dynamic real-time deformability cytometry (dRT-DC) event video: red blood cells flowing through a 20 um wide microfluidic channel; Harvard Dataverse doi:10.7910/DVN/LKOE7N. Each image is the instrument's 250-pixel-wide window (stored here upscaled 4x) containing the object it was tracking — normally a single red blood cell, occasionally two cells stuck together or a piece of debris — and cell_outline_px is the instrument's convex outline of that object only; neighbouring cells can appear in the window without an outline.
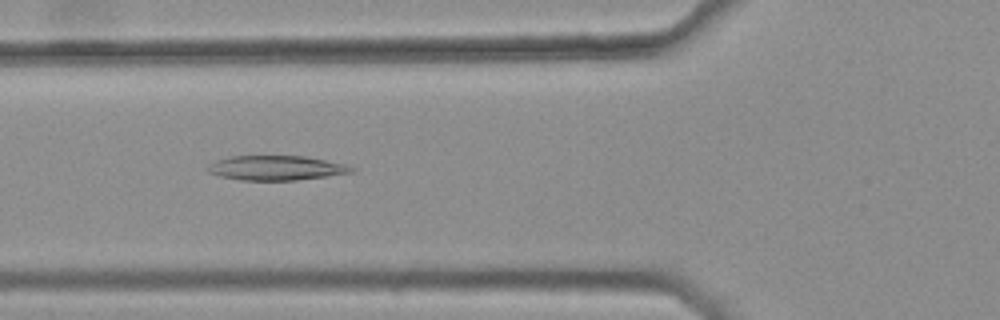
{"species": "common noctule bat (a hibernating species)", "species_latin": "Nyctalus noctula", "temperature_condition": "warm", "stored_images_in_passage": 47, "camera_frame_rate_fps": 3000, "um_per_image_px": 0.085, "animal": {"sex": "female", "body_mass_g": 25.1}, "frame": {"image": 1, "passage_image": 19, "time_ms": 6.0, "image_size_px": [1000, 320], "cell_outline_px": [[356, 168], [352, 172], [296, 180], [240, 180], [220, 176], [208, 172], [208, 164], [216, 160], [228, 156], [304, 156], [348, 164]], "centroid_in_image_um": [23.46, 14.26], "position_along_channel_um": 102.3, "area_um2": 20.58}}
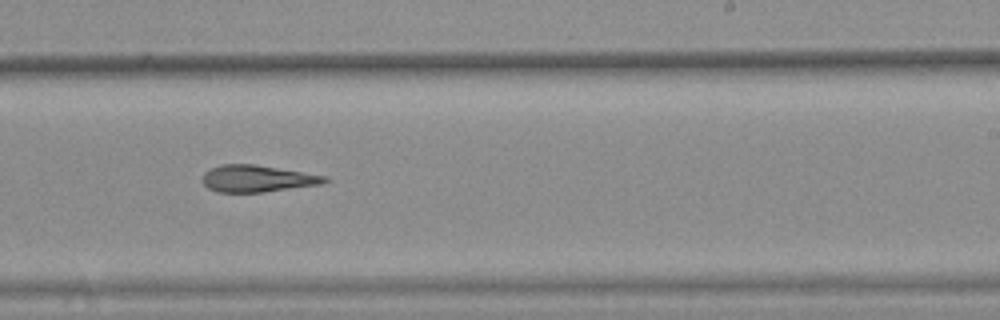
{"frame": {"image": 2, "passage_image": 32, "time_ms": 10.333, "image_size_px": [1000, 320], "cell_outline_px": [[328, 180], [320, 184], [260, 192], [216, 192], [208, 188], [200, 180], [200, 176], [204, 172], [220, 164], [256, 164], [328, 176]], "centroid_in_image_um": [21.8, 15.17], "position_along_channel_um": 267.2, "area_um2": 19.13}}
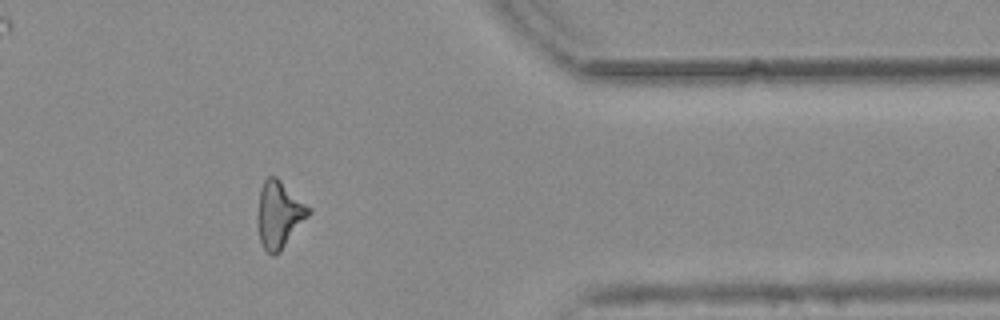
{"frame": {"image": 3, "passage_image": 43, "time_ms": 14.0, "image_size_px": [1000, 320], "cell_outline_px": [[312, 212], [280, 252], [272, 256], [264, 248], [260, 240], [256, 224], [256, 216], [260, 188], [264, 180], [268, 176], [276, 176], [312, 208]], "centroid_in_image_um": [23.72, 18.23], "position_along_channel_um": 387.7, "area_um2": 20.23}, "authors_computed_cell_mechanics": {"area_um2": 20.0566, "velocity_mm_per_s": 3.8093, "shape_relaxation_time_tau1_ms": null, "shape_relaxation_time_tau2_ms": 6.6165, "deformation_change_tau1": null, "deformation_change_tau2": 0.1933}}